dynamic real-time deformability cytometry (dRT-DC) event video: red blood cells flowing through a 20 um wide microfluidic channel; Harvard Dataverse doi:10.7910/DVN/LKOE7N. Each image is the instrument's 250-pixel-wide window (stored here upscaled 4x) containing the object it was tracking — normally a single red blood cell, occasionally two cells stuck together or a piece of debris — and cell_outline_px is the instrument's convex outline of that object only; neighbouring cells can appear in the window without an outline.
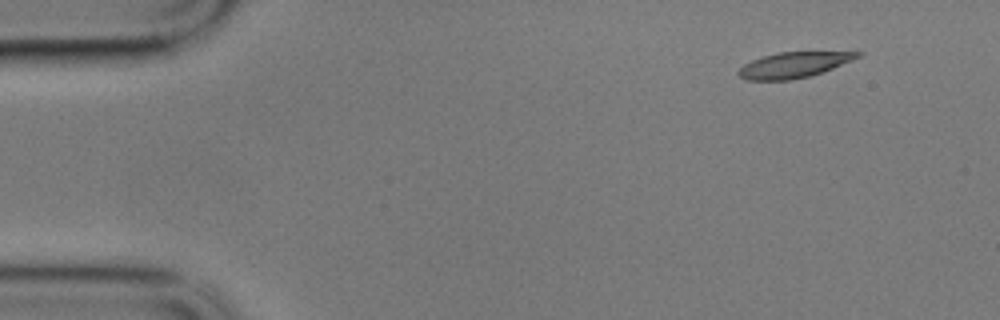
{"species": "common noctule bat (a hibernating species)", "species_latin": "Nyctalus noctula", "temperature_condition": "cold", "stored_images_in_passage": 55, "camera_frame_rate_fps": 3000, "um_per_image_px": 0.085, "animal": {"sex": "male", "body_mass_g": 17.9}, "frame": {"image": 1, "passage_image": 1, "time_ms": 0.0, "image_size_px": [1000, 320], "cell_outline_px": [[864, 52], [860, 56], [852, 60], [832, 68], [808, 76], [788, 80], [744, 80], [736, 72], [744, 64], [752, 60], [764, 56], [780, 52]], "centroid_in_image_um": [67.42, 5.52], "position_along_channel_um": 17.6, "area_um2": 17.4}}
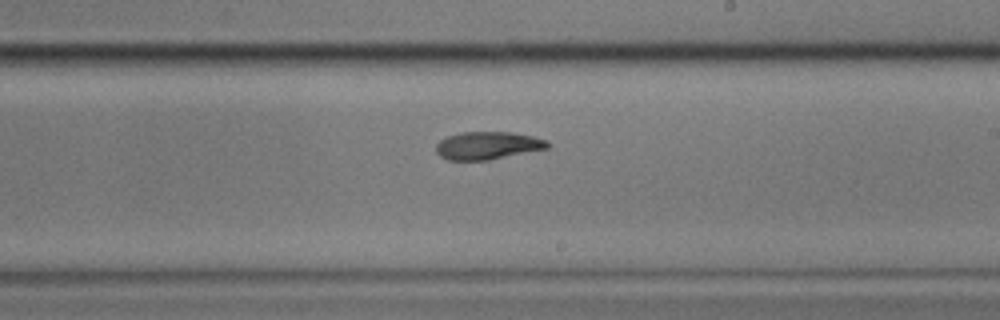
{"frame": {"image": 2, "passage_image": 30, "time_ms": 9.667, "image_size_px": [1000, 320], "cell_outline_px": [[552, 144], [548, 148], [488, 160], [448, 160], [440, 156], [436, 152], [436, 144], [440, 140], [448, 136], [460, 132], [512, 132], [532, 136], [548, 140]], "centroid_in_image_um": [41.46, 12.36], "position_along_channel_um": 247.5, "area_um2": 18.09}}
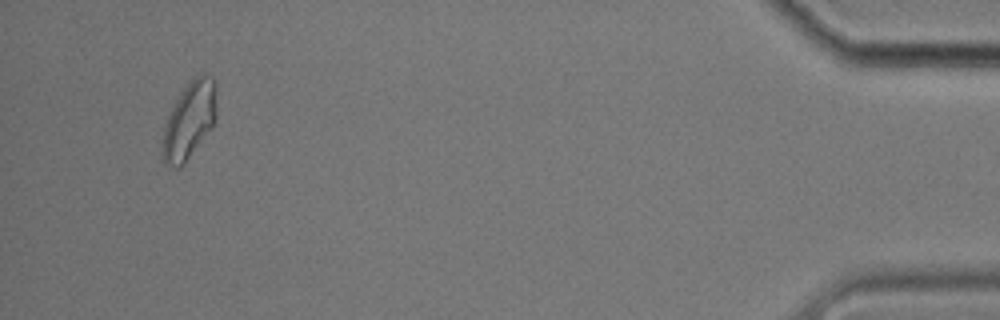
{"frame": {"image": 3, "passage_image": 52, "time_ms": 17.0, "image_size_px": [1000, 320], "cell_outline_px": [[216, 120], [184, 164], [180, 168], [176, 168], [164, 164], [160, 152], [164, 128], [168, 116], [180, 92], [196, 76], [204, 72], [212, 76], [216, 84]], "centroid_in_image_um": [16.08, 10.23], "position_along_channel_um": 419.1, "area_um2": 24.28}, "authors_computed_cell_mechanics": {"area_um2": 18.6116, "velocity_mm_per_s": 3.3445, "shape_relaxation_time_tau1_ms": null, "shape_relaxation_time_tau2_ms": 7.8127, "deformation_change_tau1": null, "deformation_change_tau2": 0.1159}}